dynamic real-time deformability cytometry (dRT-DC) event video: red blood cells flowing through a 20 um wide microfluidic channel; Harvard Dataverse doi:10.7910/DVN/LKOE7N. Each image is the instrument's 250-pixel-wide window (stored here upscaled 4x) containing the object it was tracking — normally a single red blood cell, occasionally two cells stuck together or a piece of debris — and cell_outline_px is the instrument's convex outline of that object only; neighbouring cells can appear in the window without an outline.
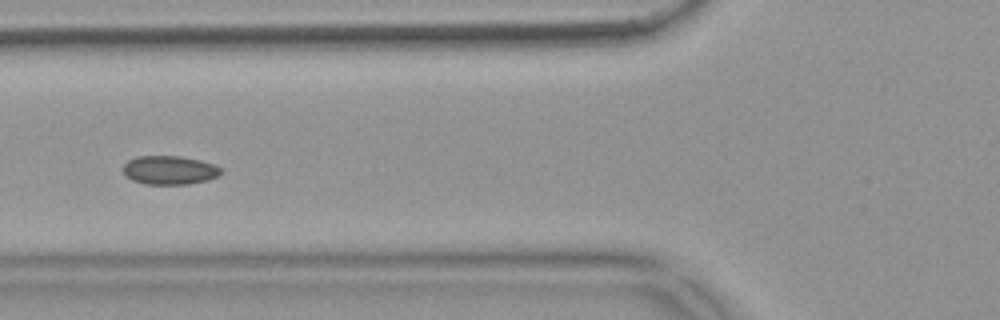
{"species": "common noctule bat (a hibernating species)", "species_latin": "Nyctalus noctula", "temperature_condition": "warm", "stored_images_in_passage": 11, "camera_frame_rate_fps": 3000, "um_per_image_px": 0.085, "animal": {"sex": "female", "body_mass_g": 18.4}, "frame": {"image": 1, "passage_image": 7, "time_ms": 2.0, "image_size_px": [1000, 320], "cell_outline_px": [[224, 172], [220, 176], [208, 180], [188, 184], [144, 184], [132, 180], [124, 176], [124, 164], [128, 160], [136, 156], [180, 156], [200, 160], [212, 164], [220, 168]], "centroid_in_image_um": [14.41, 14.46], "position_along_channel_um": 111.4, "area_um2": 16.53}}